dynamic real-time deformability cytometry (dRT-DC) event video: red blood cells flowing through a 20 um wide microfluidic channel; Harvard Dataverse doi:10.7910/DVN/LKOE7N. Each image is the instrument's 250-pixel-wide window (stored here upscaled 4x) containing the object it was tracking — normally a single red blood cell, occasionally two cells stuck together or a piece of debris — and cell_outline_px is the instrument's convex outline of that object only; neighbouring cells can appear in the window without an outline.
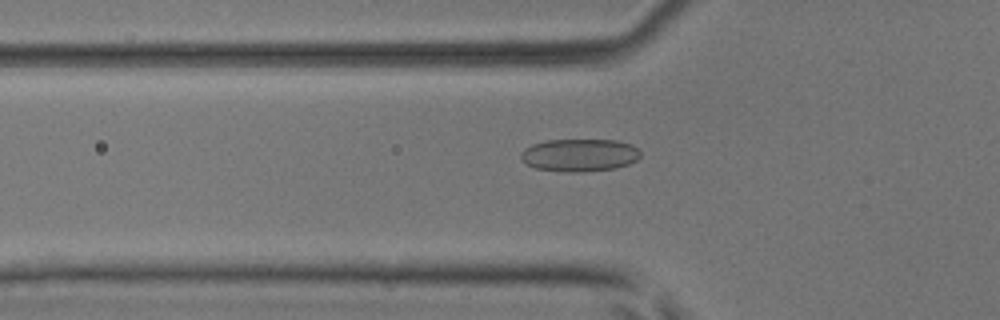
{"species": "common noctule bat (a hibernating species)", "species_latin": "Nyctalus noctula", "temperature_condition": "room temperature", "stored_images_in_passage": 29, "camera_frame_rate_fps": 3000, "um_per_image_px": 0.085, "animal": {"sex": "male", "body_mass_g": 17.9, "forearm_length_mm": 54.2}, "frame": {"image": 1, "passage_image": 3, "time_ms": 0.667, "image_size_px": [1000, 320], "cell_outline_px": [[640, 156], [636, 160], [628, 164], [616, 168], [584, 172], [568, 172], [536, 168], [520, 160], [520, 152], [524, 148], [532, 144], [544, 140], [616, 140], [632, 144], [640, 148]], "centroid_in_image_um": [49.26, 13.18], "position_along_channel_um": 76.5, "area_um2": 23.0}}
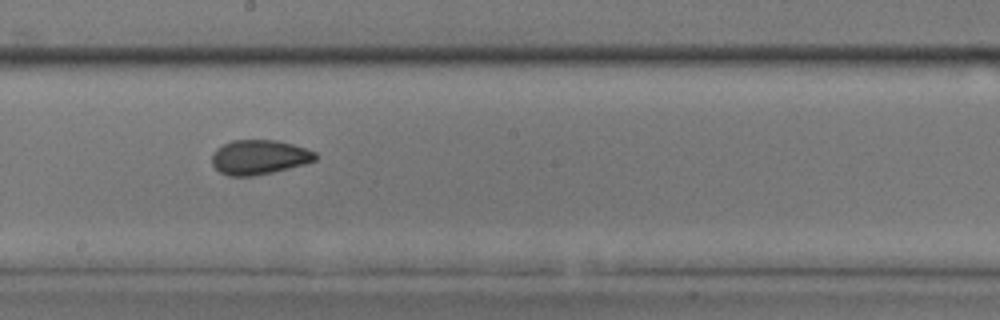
{"frame": {"image": 2, "passage_image": 14, "time_ms": 4.333, "image_size_px": [1000, 320], "cell_outline_px": [[316, 160], [304, 164], [272, 172], [252, 176], [228, 176], [220, 172], [212, 164], [212, 156], [216, 148], [232, 140], [276, 140], [292, 144], [316, 152]], "centroid_in_image_um": [22.01, 13.36], "position_along_channel_um": 226.2, "area_um2": 20.69}}
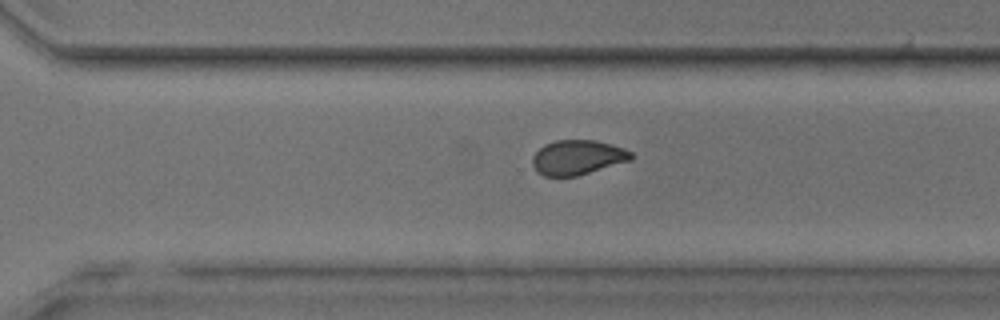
{"frame": {"image": 3, "passage_image": 21, "time_ms": 6.667, "image_size_px": [1000, 320], "cell_outline_px": [[632, 160], [576, 176], [544, 176], [536, 172], [532, 164], [532, 156], [544, 144], [556, 140], [596, 140], [624, 148], [632, 152]], "centroid_in_image_um": [49.07, 13.38], "position_along_channel_um": 321.5, "area_um2": 20.0}, "authors_computed_cell_mechanics": {"area_um2": 20.6346, "velocity_mm_per_s": 4.089, "shape_relaxation_time_tau1_ms": 6.4456, "shape_relaxation_time_tau2_ms": 1.7136, "deformation_change_tau1": 0.1236, "deformation_change_tau2": 0.0693}}